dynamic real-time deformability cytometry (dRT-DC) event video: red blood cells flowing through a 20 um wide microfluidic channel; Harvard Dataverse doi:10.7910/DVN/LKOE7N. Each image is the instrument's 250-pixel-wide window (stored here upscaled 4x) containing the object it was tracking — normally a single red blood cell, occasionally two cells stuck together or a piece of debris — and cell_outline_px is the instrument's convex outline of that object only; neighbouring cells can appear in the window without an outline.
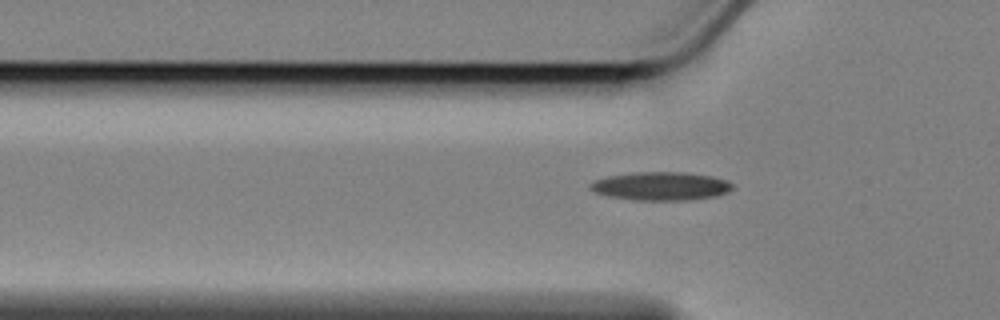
{"species": "Egyptian fruit bat (a non-hibernating species)", "species_latin": "Rousettus aegyptiacus", "temperature_condition": "cold", "stored_images_in_passage": 41, "camera_frame_rate_fps": 3000, "um_per_image_px": 0.085, "animal": {"sex": "female"}, "frame": {"image": 1, "passage_image": 4, "time_ms": 1.0, "image_size_px": [1000, 320], "cell_outline_px": [[732, 188], [728, 192], [716, 196], [688, 200], [636, 200], [608, 196], [596, 192], [588, 188], [588, 184], [596, 180], [608, 176], [636, 172], [684, 172], [712, 176], [728, 180], [732, 184]], "centroid_in_image_um": [56.18, 15.82], "position_along_channel_um": 69.6, "area_um2": 23.52}}
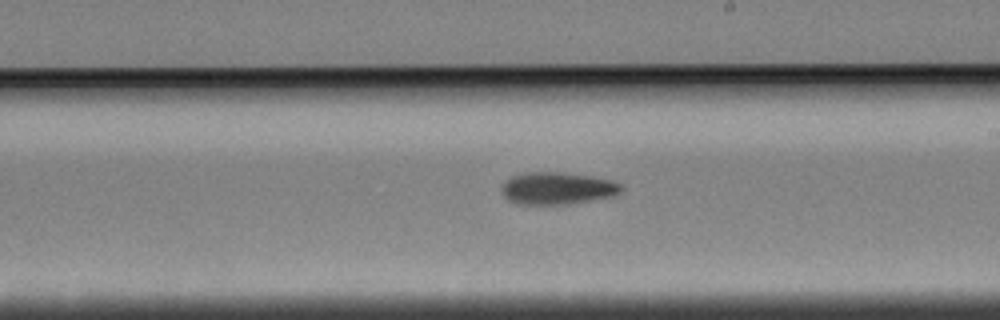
{"frame": {"image": 2, "passage_image": 19, "time_ms": 6.0, "image_size_px": [1000, 320], "cell_outline_px": [[624, 188], [620, 192], [612, 196], [568, 204], [516, 204], [508, 200], [504, 196], [500, 188], [512, 176], [524, 172], [560, 172], [592, 176], [612, 180], [620, 184]], "centroid_in_image_um": [47.37, 16.0], "position_along_channel_um": 241.6, "area_um2": 22.43}}
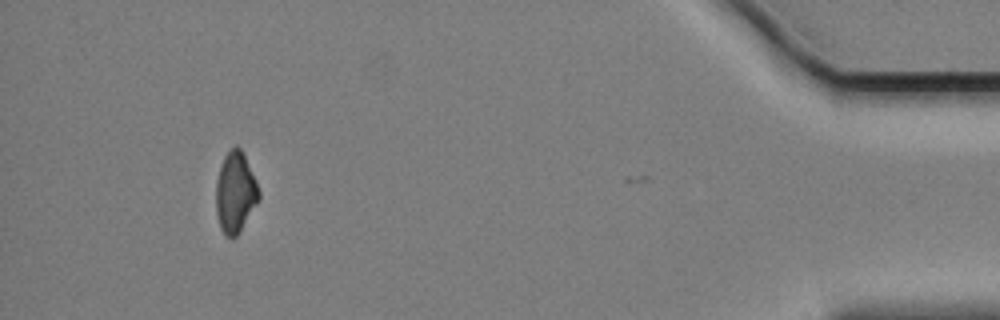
{"frame": {"image": 3, "passage_image": 40, "time_ms": 13.0, "image_size_px": [1000, 320], "cell_outline_px": [[260, 200], [240, 232], [232, 240], [224, 236], [220, 228], [216, 212], [216, 180], [224, 156], [236, 144], [244, 152], [256, 180], [260, 192]], "centroid_in_image_um": [20.02, 16.39], "position_along_channel_um": 415.2, "area_um2": 20.63}, "authors_computed_cell_mechanics": {"area_um2": 21.7328, "velocity_mm_per_s": 3.4153, "shape_relaxation_time_tau1_ms": 7.2906, "shape_relaxation_time_tau2_ms": null, "deformation_change_tau1": 0.1508, "deformation_change_tau2": null}}